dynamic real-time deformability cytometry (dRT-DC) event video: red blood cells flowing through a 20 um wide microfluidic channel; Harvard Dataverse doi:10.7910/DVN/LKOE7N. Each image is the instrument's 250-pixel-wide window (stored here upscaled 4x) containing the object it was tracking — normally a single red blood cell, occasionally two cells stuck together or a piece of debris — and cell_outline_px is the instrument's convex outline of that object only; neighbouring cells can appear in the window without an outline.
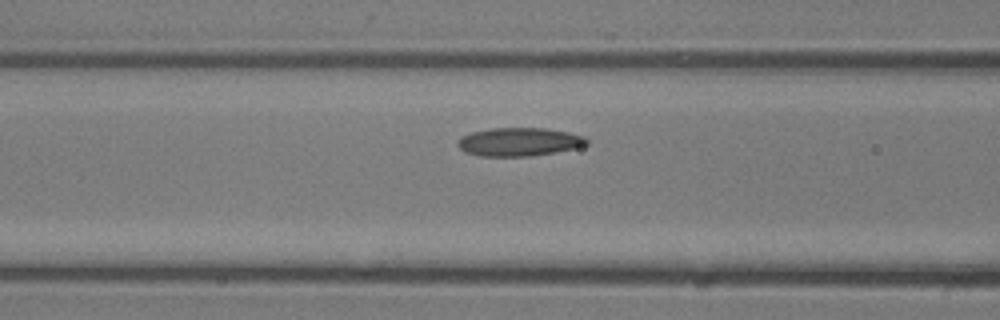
{"species": "common noctule bat (a hibernating species)", "species_latin": "Nyctalus noctula", "temperature_condition": "room temperature", "stored_images_in_passage": 14, "camera_frame_rate_fps": 3000, "um_per_image_px": 0.085, "animal": {"sex": "male", "body_mass_g": 13.3}, "frame": {"image": 1, "passage_image": 8, "time_ms": 2.333, "image_size_px": [1000, 320], "cell_outline_px": [[588, 144], [572, 148], [552, 152], [528, 156], [480, 156], [464, 152], [456, 144], [456, 140], [460, 136], [472, 132], [492, 128], [544, 128], [568, 132], [584, 136], [588, 140]], "centroid_in_image_um": [44.05, 12.05], "position_along_channel_um": 122.5, "area_um2": 21.21}}
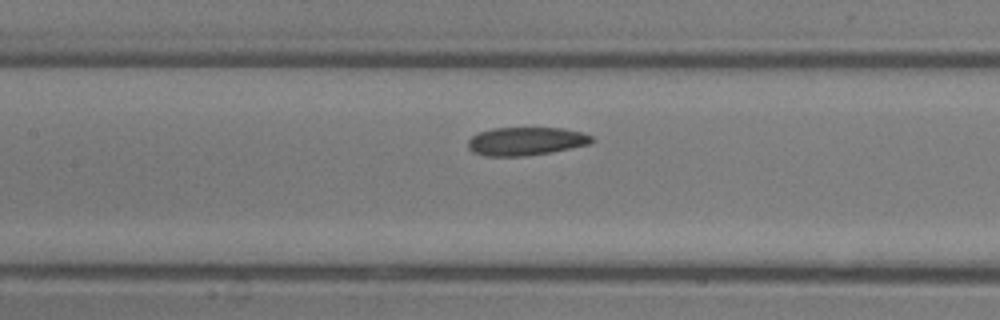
{"frame": {"image": 2, "passage_image": 10, "time_ms": 3.0, "image_size_px": [1000, 320], "cell_outline_px": [[596, 140], [592, 144], [548, 152], [524, 156], [484, 156], [472, 152], [468, 148], [468, 140], [472, 136], [480, 132], [492, 128], [564, 128], [584, 132], [592, 136]], "centroid_in_image_um": [44.73, 12.0], "position_along_channel_um": 162.7, "area_um2": 20.52}}
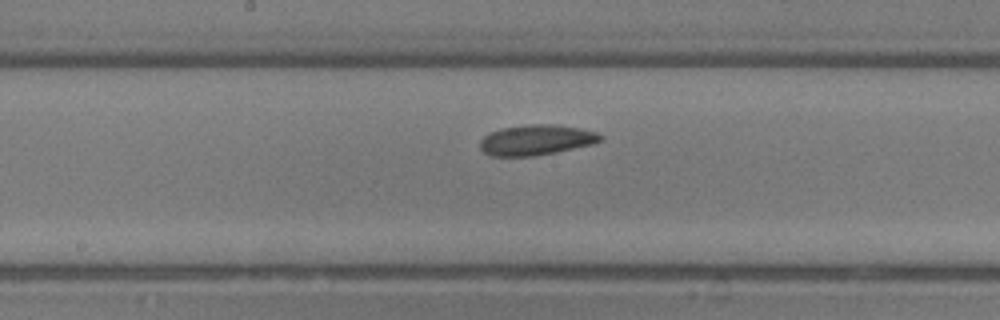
{"frame": {"image": 3, "passage_image": 12, "time_ms": 3.667, "image_size_px": [1000, 320], "cell_outline_px": [[604, 136], [600, 140], [592, 144], [556, 152], [532, 156], [492, 156], [484, 152], [480, 148], [480, 140], [488, 132], [500, 128], [532, 124], [552, 124], [580, 128], [596, 132]], "centroid_in_image_um": [45.55, 11.89], "position_along_channel_um": 202.7, "area_um2": 21.27}}